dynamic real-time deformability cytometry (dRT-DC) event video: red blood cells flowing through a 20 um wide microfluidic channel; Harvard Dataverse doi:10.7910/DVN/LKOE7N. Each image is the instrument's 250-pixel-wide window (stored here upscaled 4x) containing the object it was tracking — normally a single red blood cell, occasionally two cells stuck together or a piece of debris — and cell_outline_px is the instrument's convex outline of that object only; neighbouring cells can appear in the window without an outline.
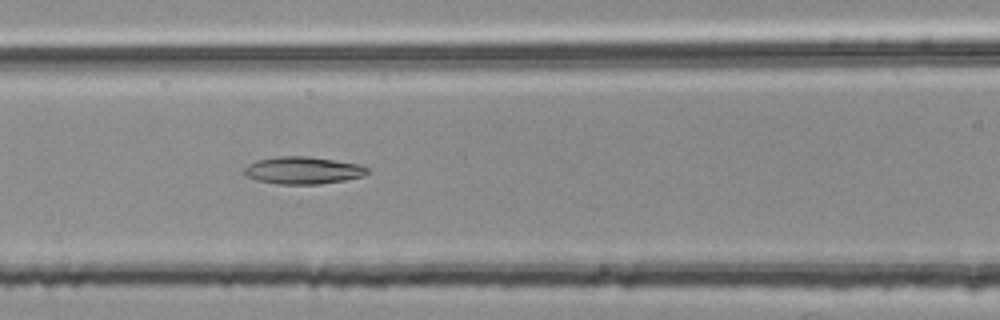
{"species": "common noctule bat (a hibernating species)", "species_latin": "Nyctalus noctula", "temperature_condition": "room temperature", "stored_images_in_passage": 53, "camera_frame_rate_fps": 3000, "um_per_image_px": 0.085, "animal": {"sex": "female", "body_mass_g": 25.1}, "frame": {"image": 1, "passage_image": 21, "time_ms": 6.667, "image_size_px": [1000, 320], "cell_outline_px": [[368, 172], [364, 176], [344, 180], [320, 184], [276, 184], [256, 180], [248, 176], [244, 172], [244, 168], [248, 164], [256, 160], [276, 156], [308, 156], [336, 160], [356, 164], [368, 168]], "centroid_in_image_um": [25.72, 14.48], "position_along_channel_um": 140.9, "area_um2": 19.59}}
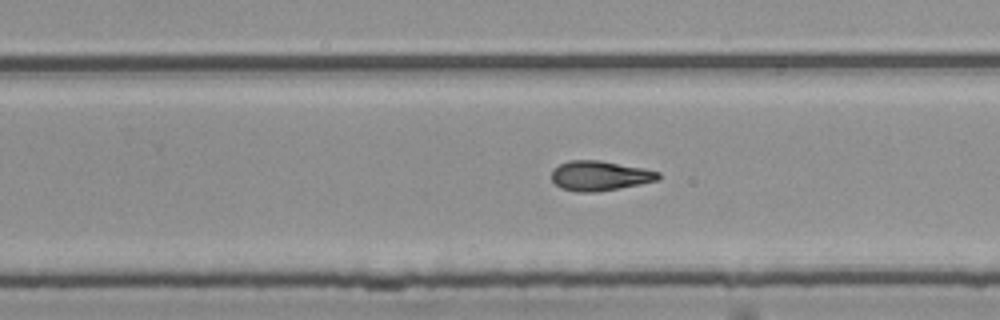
{"frame": {"image": 2, "passage_image": 32, "time_ms": 10.333, "image_size_px": [1000, 320], "cell_outline_px": [[660, 176], [656, 180], [640, 184], [596, 192], [576, 192], [560, 188], [552, 180], [552, 168], [568, 160], [600, 160], [644, 168], [660, 172]], "centroid_in_image_um": [50.95, 14.93], "position_along_channel_um": 278.9, "area_um2": 18.55}}
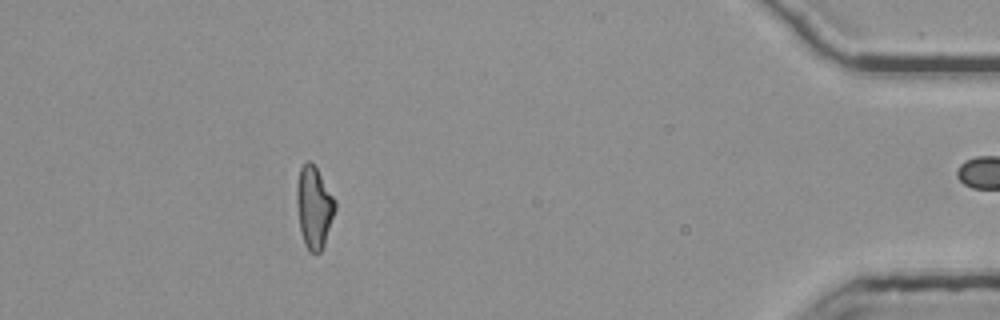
{"frame": {"image": 3, "passage_image": 47, "time_ms": 15.333, "image_size_px": [1000, 320], "cell_outline_px": [[336, 208], [324, 244], [320, 252], [308, 252], [304, 244], [300, 232], [296, 200], [296, 184], [300, 168], [308, 160], [316, 168], [336, 200]], "centroid_in_image_um": [26.68, 17.63], "position_along_channel_um": 408.5, "area_um2": 18.26}, "authors_computed_cell_mechanics": {"area_um2": 18.6694, "velocity_mm_per_s": 3.7757, "shape_relaxation_time_tau1_ms": null, "shape_relaxation_time_tau2_ms": 4.1542, "deformation_change_tau1": null, "deformation_change_tau2": 0.1249}}